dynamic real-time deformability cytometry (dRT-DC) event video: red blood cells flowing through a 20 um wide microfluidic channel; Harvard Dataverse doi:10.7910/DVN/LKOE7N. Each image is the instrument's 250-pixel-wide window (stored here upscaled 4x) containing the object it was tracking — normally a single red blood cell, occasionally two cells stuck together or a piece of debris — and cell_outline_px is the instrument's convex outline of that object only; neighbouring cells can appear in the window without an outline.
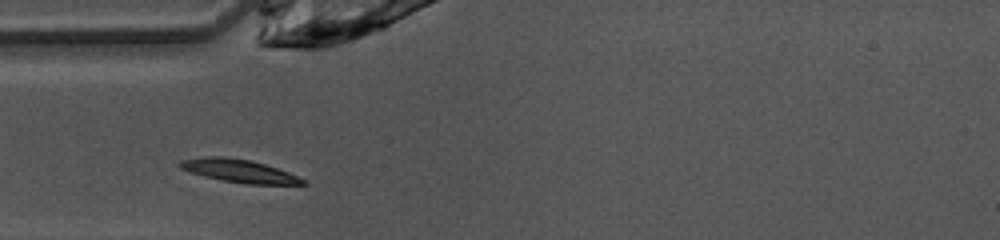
{"species": "common noctule bat (a hibernating species)", "species_latin": "Nyctalus noctula", "temperature_condition": "warm", "stored_images_in_passage": 28, "camera_frame_rate_fps": 3000, "um_per_image_px": 0.085, "animal": {"sex": "female", "body_mass_g": 10.0, "forearm_length_mm": 53.1}, "frame": {"image": 1, "passage_image": 1, "time_ms": 0.0, "image_size_px": [1000, 240], "cell_outline_px": [[308, 184], [248, 184], [224, 180], [204, 176], [180, 168], [176, 164], [180, 160], [204, 156], [224, 156], [248, 160], [264, 164], [288, 172], [304, 180]], "centroid_in_image_um": [20.26, 14.51], "position_along_channel_um": 64.7, "area_um2": 16.18}}
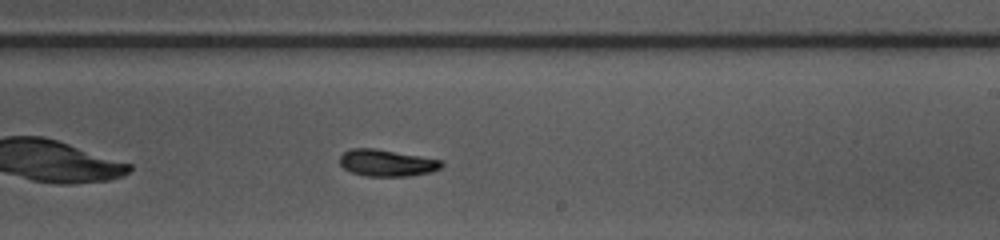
{"frame": {"image": 2, "passage_image": 15, "time_ms": 4.667, "image_size_px": [1000, 240], "cell_outline_px": [[444, 164], [440, 168], [432, 172], [412, 176], [364, 176], [352, 172], [344, 168], [340, 164], [340, 156], [344, 152], [352, 148], [376, 148], [444, 160]], "centroid_in_image_um": [32.92, 13.85], "position_along_channel_um": 256.1, "area_um2": 16.07}}
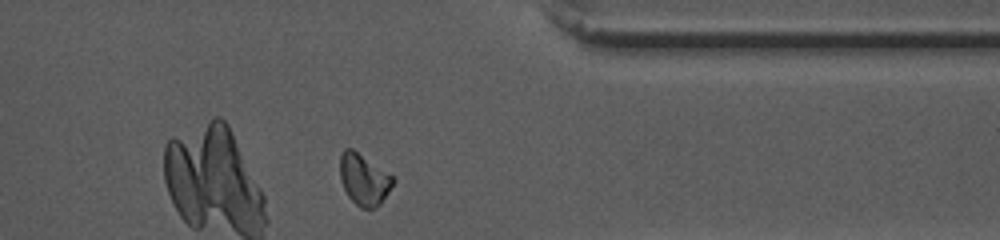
{"frame": {"image": 3, "passage_image": 25, "time_ms": 8.0, "image_size_px": [1000, 240], "cell_outline_px": [[396, 180], [380, 204], [376, 208], [360, 208], [348, 196], [340, 180], [340, 156], [344, 148], [352, 148], [392, 176]], "centroid_in_image_um": [30.91, 15.26], "position_along_channel_um": 380.5, "area_um2": 15.66}, "authors_computed_cell_mechanics": {"area_um2": 16.0684, "velocity_mm_per_s": 4.0834, "shape_relaxation_time_tau1_ms": 2.0189, "shape_relaxation_time_tau2_ms": 6.55, "deformation_change_tau1": 0.1308, "deformation_change_tau2": 0.1287}}